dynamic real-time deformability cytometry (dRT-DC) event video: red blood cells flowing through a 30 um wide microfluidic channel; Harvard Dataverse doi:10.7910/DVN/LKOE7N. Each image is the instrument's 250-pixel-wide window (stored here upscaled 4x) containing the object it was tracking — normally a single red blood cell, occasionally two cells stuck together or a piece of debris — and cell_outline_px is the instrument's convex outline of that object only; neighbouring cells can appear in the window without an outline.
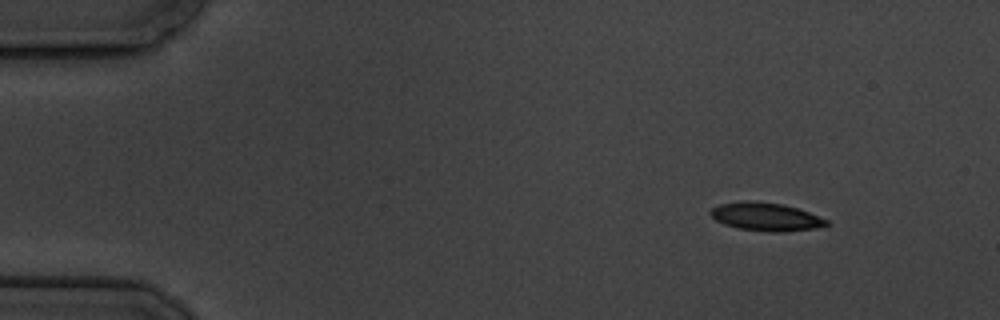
{"species": "common noctule bat (a hibernating species)", "species_latin": "Nyctalus noctula", "temperature_condition": "cold", "stored_images_in_passage": 4, "camera_frame_rate_fps": 3000, "um_per_image_px": 0.085, "animal": {"sex": "male", "body_mass_g": 19.5, "forearm_length_mm": 54.6}, "frame": {"image": 1, "passage_image": 1, "time_ms": 0.0, "image_size_px": [1000, 320], "cell_outline_px": [[828, 224], [816, 228], [784, 232], [768, 232], [740, 228], [724, 224], [716, 220], [708, 212], [712, 208], [720, 204], [744, 200], [748, 200], [784, 204], [808, 212], [828, 220]], "centroid_in_image_um": [65.08, 18.42], "position_along_channel_um": 19.9, "area_um2": 18.96}}
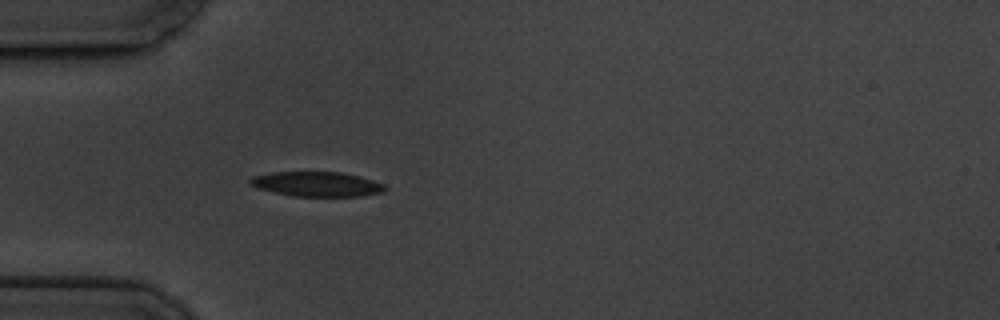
{"frame": {"image": 2, "passage_image": 4, "time_ms": 3.667, "image_size_px": [1000, 320], "cell_outline_px": [[388, 188], [384, 192], [360, 196], [296, 196], [276, 192], [260, 188], [248, 184], [248, 180], [252, 176], [272, 172], [340, 172], [372, 180], [384, 184]], "centroid_in_image_um": [26.93, 15.64], "position_along_channel_um": 58.1, "area_um2": 19.25}}